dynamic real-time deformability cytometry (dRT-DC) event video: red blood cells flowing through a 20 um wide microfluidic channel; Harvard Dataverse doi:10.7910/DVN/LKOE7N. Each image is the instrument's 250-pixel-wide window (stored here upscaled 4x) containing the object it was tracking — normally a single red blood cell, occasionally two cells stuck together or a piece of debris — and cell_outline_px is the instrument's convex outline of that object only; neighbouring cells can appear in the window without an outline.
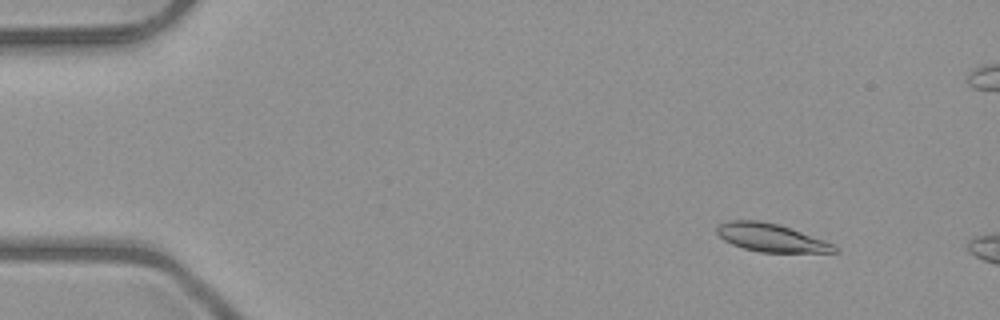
{"species": "common noctule bat (a hibernating species)", "species_latin": "Nyctalus noctula", "temperature_condition": "room temperature", "stored_images_in_passage": 53, "camera_frame_rate_fps": 3000, "um_per_image_px": 0.085, "animal": {"sex": "male", "body_mass_g": 23.1, "forearm_length_mm": 52.7}, "frame": {"image": 1, "passage_image": 6, "time_ms": 1.667, "image_size_px": [1000, 320], "cell_outline_px": [[840, 252], [760, 252], [744, 248], [732, 244], [724, 240], [716, 232], [716, 224], [728, 220], [756, 220], [780, 224], [836, 244], [840, 248]], "centroid_in_image_um": [65.56, 20.19], "position_along_channel_um": 19.4, "area_um2": 19.48}}
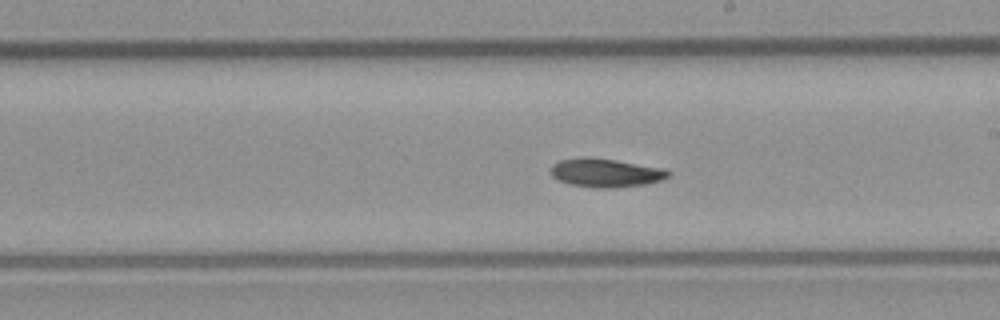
{"frame": {"image": 2, "passage_image": 30, "time_ms": 9.667, "image_size_px": [1000, 320], "cell_outline_px": [[672, 172], [668, 176], [660, 180], [644, 184], [616, 188], [596, 188], [568, 184], [552, 176], [552, 164], [560, 160], [580, 156], [588, 156], [664, 168]], "centroid_in_image_um": [51.46, 14.68], "position_along_channel_um": 237.5, "area_um2": 19.59}}
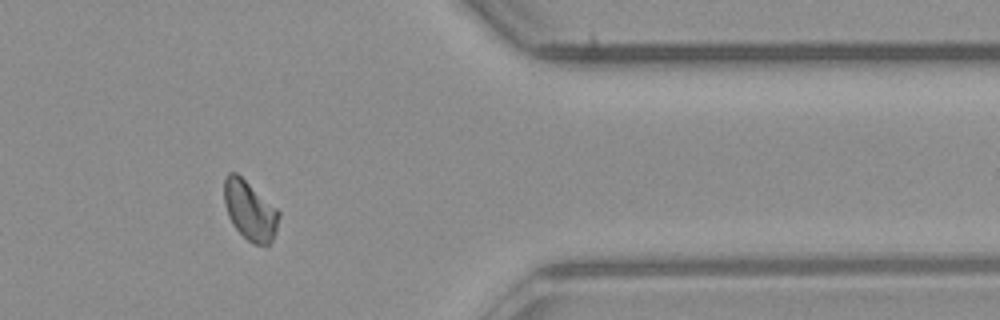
{"frame": {"image": 3, "passage_image": 43, "time_ms": 14.0, "image_size_px": [1000, 320], "cell_outline_px": [[280, 216], [276, 232], [268, 248], [252, 244], [232, 224], [228, 216], [224, 204], [224, 176], [228, 172], [236, 172], [276, 208], [280, 212]], "centroid_in_image_um": [21.24, 17.92], "position_along_channel_um": 390.2, "area_um2": 19.07}}